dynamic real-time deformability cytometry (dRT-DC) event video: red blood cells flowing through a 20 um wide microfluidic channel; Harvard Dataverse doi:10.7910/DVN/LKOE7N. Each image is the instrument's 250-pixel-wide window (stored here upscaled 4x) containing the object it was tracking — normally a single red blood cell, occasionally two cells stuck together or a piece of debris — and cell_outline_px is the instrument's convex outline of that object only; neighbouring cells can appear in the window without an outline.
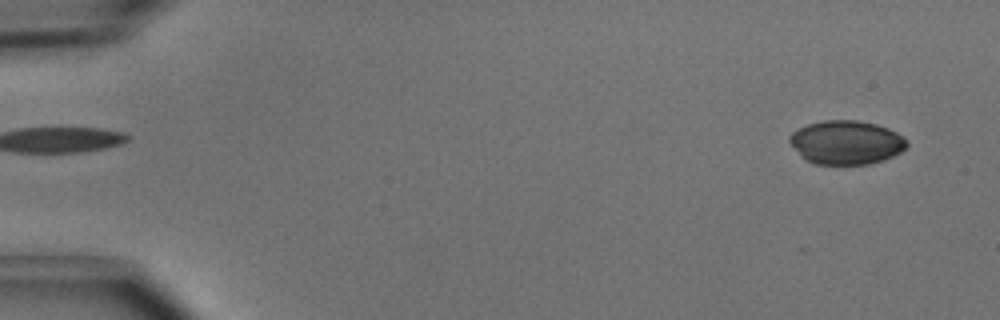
{"species": "common noctule bat (a hibernating species)", "species_latin": "Nyctalus noctula", "temperature_condition": "cold", "stored_images_in_passage": 4, "segment_of_instrument_passage": [2, 2], "camera_frame_rate_fps": 3000, "um_per_image_px": 0.085, "animal": {"sex": "male", "body_mass_g": 15.6}, "frame": {"image": 1, "passage_image": 4, "time_ms": 1.0, "image_size_px": [1000, 320], "cell_outline_px": [[908, 144], [900, 152], [884, 160], [868, 164], [816, 164], [808, 160], [788, 140], [788, 136], [792, 132], [808, 124], [824, 120], [856, 120], [876, 124], [888, 128], [904, 136], [908, 140]], "centroid_in_image_um": [71.98, 12.09], "position_along_channel_um": 13.0, "area_um2": 29.65}}